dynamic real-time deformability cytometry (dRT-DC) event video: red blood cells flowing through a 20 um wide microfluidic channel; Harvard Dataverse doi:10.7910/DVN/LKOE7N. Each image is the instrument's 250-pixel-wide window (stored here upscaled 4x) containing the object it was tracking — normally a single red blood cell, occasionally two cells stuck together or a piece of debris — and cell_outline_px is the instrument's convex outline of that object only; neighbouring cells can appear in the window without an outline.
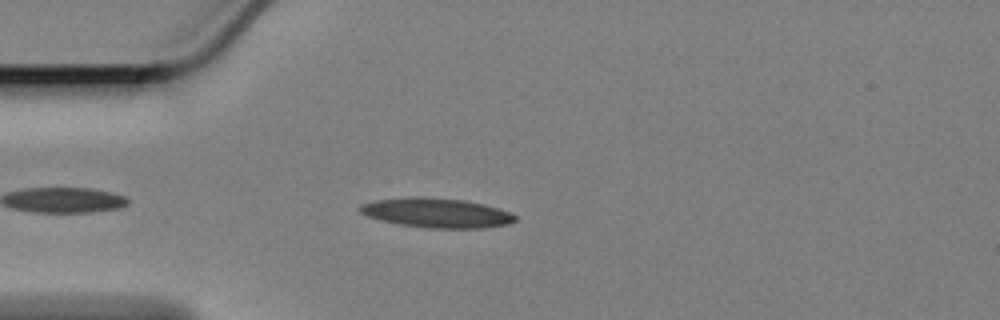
{"species": "Egyptian fruit bat (a non-hibernating species)", "species_latin": "Rousettus aegyptiacus", "temperature_condition": "cold", "stored_images_in_passage": 26, "camera_frame_rate_fps": 3000, "um_per_image_px": 0.085, "animal": {"sex": "female"}, "frame": {"image": 1, "passage_image": 6, "time_ms": 1.667, "image_size_px": [1000, 320], "cell_outline_px": [[516, 220], [508, 224], [480, 228], [428, 228], [400, 224], [380, 220], [368, 216], [360, 212], [360, 204], [372, 200], [412, 196], [424, 196], [464, 200], [484, 204], [500, 208], [516, 216]], "centroid_in_image_um": [37.09, 18.08], "position_along_channel_um": 47.9, "area_um2": 26.82}}
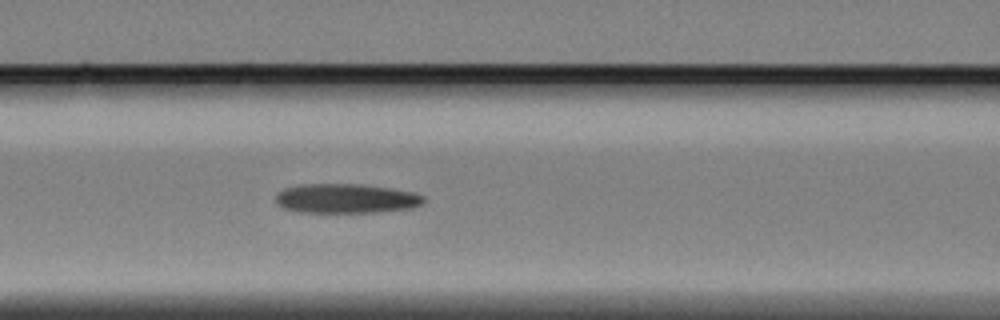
{"frame": {"image": 2, "passage_image": 15, "time_ms": 4.667, "image_size_px": [1000, 320], "cell_outline_px": [[424, 200], [420, 204], [412, 208], [376, 212], [300, 212], [284, 208], [276, 204], [276, 192], [284, 188], [300, 184], [360, 184], [388, 188], [412, 192], [424, 196]], "centroid_in_image_um": [29.36, 16.87], "position_along_channel_um": 137.2, "area_um2": 25.32}}
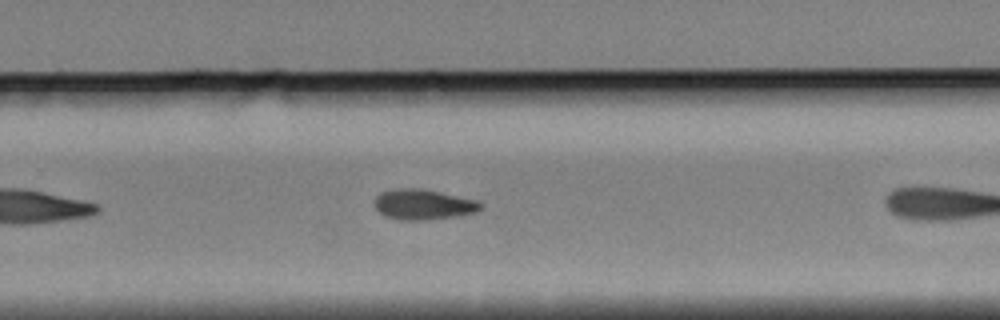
{"frame": {"image": 3, "passage_image": 25, "time_ms": 8.0, "image_size_px": [1000, 320], "cell_outline_px": [[484, 208], [476, 212], [456, 216], [428, 220], [400, 220], [384, 216], [376, 208], [376, 196], [380, 192], [396, 188], [420, 188], [440, 192], [476, 200], [484, 204]], "centroid_in_image_um": [36.0, 17.38], "position_along_channel_um": 293.8, "area_um2": 18.84}}